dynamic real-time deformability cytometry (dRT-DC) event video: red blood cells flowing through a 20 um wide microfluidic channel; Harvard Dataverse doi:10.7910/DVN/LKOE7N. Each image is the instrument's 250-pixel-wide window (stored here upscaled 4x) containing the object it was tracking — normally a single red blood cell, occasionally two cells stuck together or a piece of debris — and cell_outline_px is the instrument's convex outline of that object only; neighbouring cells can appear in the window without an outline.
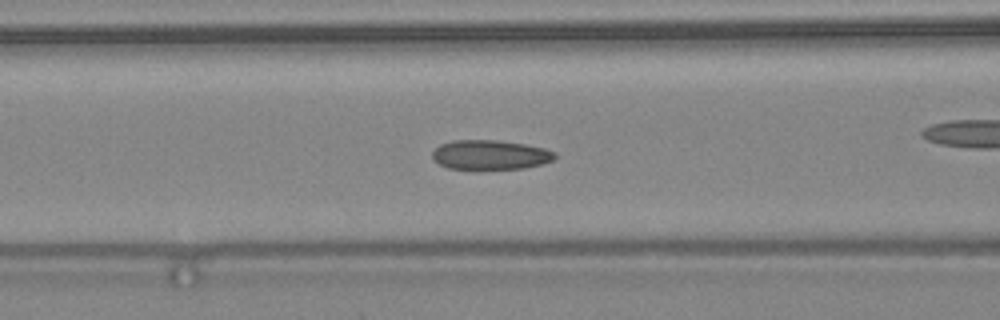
{"species": "common noctule bat (a hibernating species)", "species_latin": "Nyctalus noctula", "temperature_condition": "warm", "stored_images_in_passage": 48, "camera_frame_rate_fps": 3000, "um_per_image_px": 0.085, "animal": {"sex": "female", "body_mass_g": 24.6, "forearm_length_mm": 56.2}, "frame": {"image": 1, "passage_image": 21, "time_ms": 6.667, "image_size_px": [1000, 320], "cell_outline_px": [[556, 156], [552, 160], [544, 164], [524, 168], [448, 168], [432, 160], [432, 152], [440, 144], [452, 140], [496, 140], [524, 144], [544, 148], [556, 152]], "centroid_in_image_um": [41.67, 13.15], "position_along_channel_um": 124.9, "area_um2": 20.92}, "authors_computed_cell_mechanics": {"area_um2": 21.1837, "velocity_mm_per_s": 4.4646, "shape_relaxation_time_tau1_ms": 4.4671, "shape_relaxation_time_tau2_ms": 1.4257, "deformation_change_tau1": 0.1214, "deformation_change_tau2": 0.0788}}